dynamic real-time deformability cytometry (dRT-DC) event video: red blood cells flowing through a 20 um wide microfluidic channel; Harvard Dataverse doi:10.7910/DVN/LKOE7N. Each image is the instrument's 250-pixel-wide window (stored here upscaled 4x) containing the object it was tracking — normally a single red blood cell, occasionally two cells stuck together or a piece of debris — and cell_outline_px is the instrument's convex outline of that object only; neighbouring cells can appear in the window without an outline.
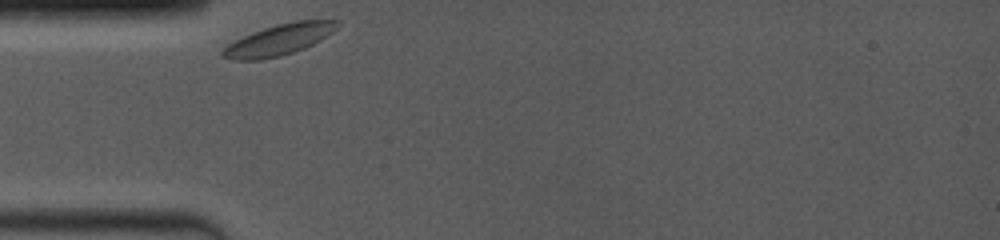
{"species": "common noctule bat (a hibernating species)", "species_latin": "Nyctalus noctula", "temperature_condition": "room temperature", "stored_images_in_passage": 23, "camera_frame_rate_fps": 4000, "um_per_image_px": 0.085, "animal": {"sex": "female", "body_mass_g": 19.0, "forearm_length_mm": 53.3}, "frame": {"image": 1, "passage_image": 1, "time_ms": 0.0, "image_size_px": [1000, 240], "cell_outline_px": [[340, 24], [332, 32], [320, 40], [304, 48], [280, 56], [260, 60], [232, 60], [220, 56], [220, 52], [228, 44], [252, 32], [276, 24], [296, 20], [340, 20]], "centroid_in_image_um": [23.7, 3.38], "position_along_channel_um": 61.3, "area_um2": 20.63}}
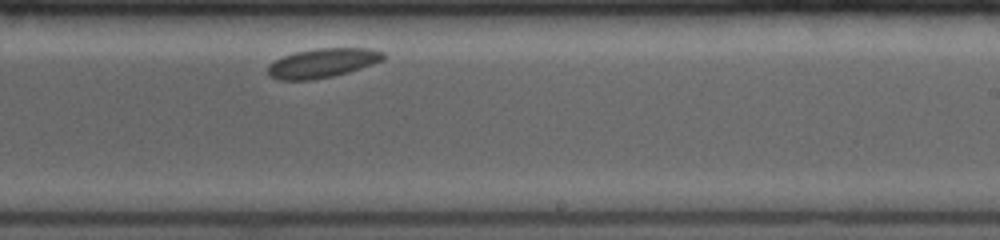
{"frame": {"image": 2, "passage_image": 14, "time_ms": 5.75, "image_size_px": [1000, 240], "cell_outline_px": [[388, 56], [384, 60], [348, 72], [332, 76], [312, 80], [280, 80], [268, 76], [268, 64], [284, 56], [296, 52], [316, 48], [372, 48], [384, 52]], "centroid_in_image_um": [27.44, 5.35], "position_along_channel_um": 261.6, "area_um2": 19.77}}
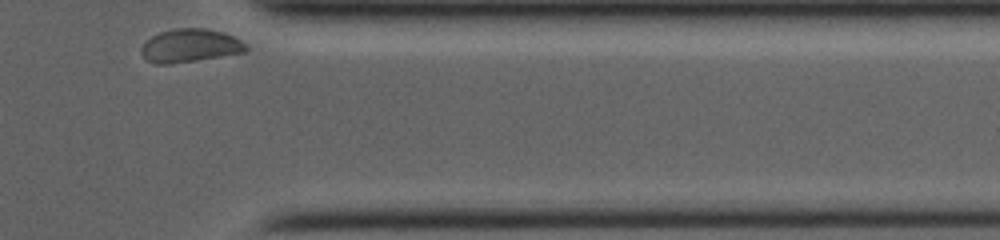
{"frame": {"image": 3, "passage_image": 23, "time_ms": 9.5, "image_size_px": [1000, 240], "cell_outline_px": [[248, 48], [244, 52], [196, 60], [168, 64], [156, 64], [148, 60], [140, 52], [140, 48], [152, 36], [160, 32], [172, 28], [204, 28], [224, 32], [240, 40]], "centroid_in_image_um": [16.13, 3.87], "position_along_channel_um": 395.3, "area_um2": 20.06}}